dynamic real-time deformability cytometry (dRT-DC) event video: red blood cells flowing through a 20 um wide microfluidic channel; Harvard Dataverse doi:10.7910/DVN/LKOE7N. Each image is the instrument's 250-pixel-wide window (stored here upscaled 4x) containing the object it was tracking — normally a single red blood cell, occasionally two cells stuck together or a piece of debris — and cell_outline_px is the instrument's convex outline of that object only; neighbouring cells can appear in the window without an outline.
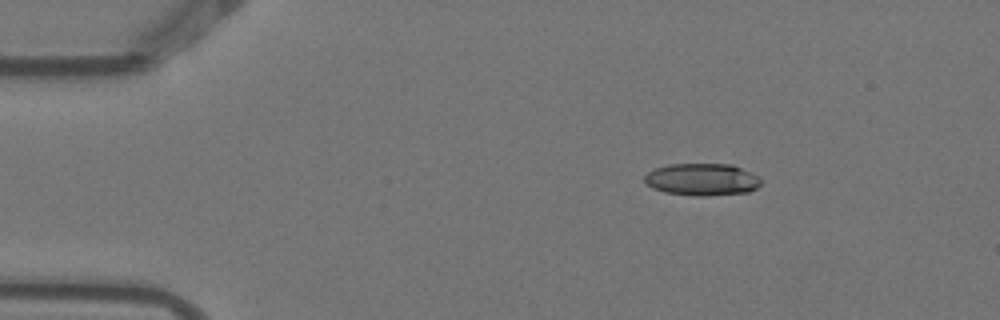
{"species": "Egyptian fruit bat (a non-hibernating species)", "species_latin": "Rousettus aegyptiacus", "temperature_condition": "warm", "stored_images_in_passage": 4, "camera_frame_rate_fps": 3000, "um_per_image_px": 0.085, "animal": {"sex": "female"}, "frame": {"image": 1, "passage_image": 2, "time_ms": 0.333, "image_size_px": [1000, 320], "cell_outline_px": [[760, 184], [756, 188], [748, 192], [704, 196], [692, 196], [664, 192], [652, 188], [644, 180], [644, 176], [648, 172], [656, 168], [668, 164], [732, 164], [752, 172], [760, 176]], "centroid_in_image_um": [59.68, 15.25], "position_along_channel_um": 25.3, "area_um2": 21.96}}